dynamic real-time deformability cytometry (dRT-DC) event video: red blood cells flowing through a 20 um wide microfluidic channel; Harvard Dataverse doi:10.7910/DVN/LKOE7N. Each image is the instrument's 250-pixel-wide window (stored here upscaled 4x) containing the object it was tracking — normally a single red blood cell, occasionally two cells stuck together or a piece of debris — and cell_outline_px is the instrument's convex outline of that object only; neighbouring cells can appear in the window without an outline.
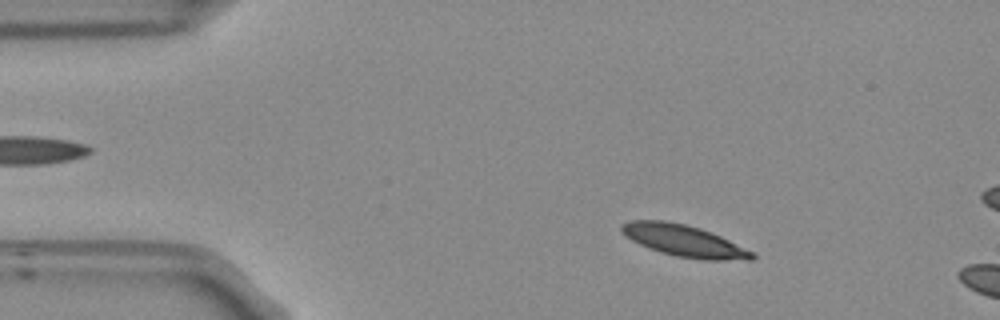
{"species": "Egyptian fruit bat (a non-hibernating species)", "species_latin": "Rousettus aegyptiacus", "temperature_condition": "room temperature", "stored_images_in_passage": 12, "camera_frame_rate_fps": 3000, "um_per_image_px": 0.085, "frame": {"image": 1, "passage_image": 7, "time_ms": 2.0, "image_size_px": [1000, 320], "cell_outline_px": [[756, 256], [752, 260], [700, 260], [676, 256], [660, 252], [648, 248], [624, 236], [620, 232], [620, 224], [628, 220], [664, 220], [684, 224], [700, 228], [720, 236], [756, 252]], "centroid_in_image_um": [58.13, 20.47], "position_along_channel_um": 26.9, "area_um2": 24.39}}